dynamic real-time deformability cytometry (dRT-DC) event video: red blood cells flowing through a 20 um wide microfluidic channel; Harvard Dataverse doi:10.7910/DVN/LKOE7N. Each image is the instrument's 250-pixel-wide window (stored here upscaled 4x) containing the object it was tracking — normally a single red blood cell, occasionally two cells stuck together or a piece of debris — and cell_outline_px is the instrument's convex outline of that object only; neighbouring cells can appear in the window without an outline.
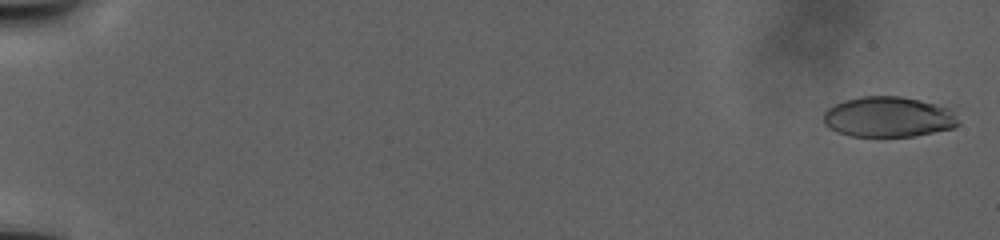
{"species": "human", "species_latin": "Homo sapiens", "temperature_condition": "warm", "stored_images_in_passage": 128, "camera_frame_rate_fps": 3000, "um_per_image_px": 0.085, "donor": {"sex": "male"}, "frame": {"image": 1, "passage_image": 2, "time_ms": 0.667, "image_size_px": [1000, 240], "cell_outline_px": [[960, 124], [952, 128], [912, 136], [884, 140], [876, 140], [848, 136], [836, 132], [828, 128], [824, 124], [824, 112], [828, 108], [844, 100], [860, 96], [900, 96], [920, 100], [952, 108]], "centroid_in_image_um": [75.48, 9.99], "position_along_channel_um": 9.5, "area_um2": 32.95}}
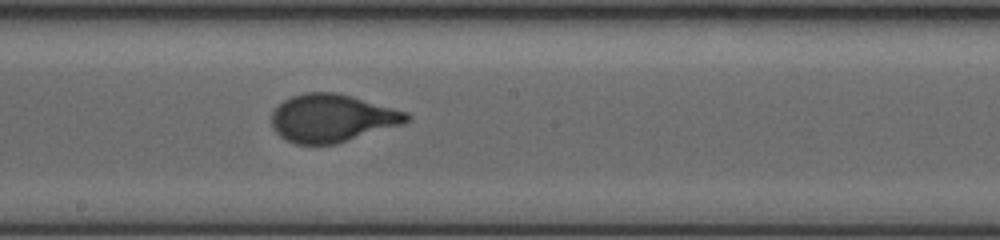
{"frame": {"image": 2, "passage_image": 76, "time_ms": 26.333, "image_size_px": [1000, 240], "cell_outline_px": [[412, 116], [404, 124], [336, 144], [296, 144], [280, 136], [272, 128], [272, 112], [284, 100], [292, 96], [304, 92], [336, 92], [352, 96], [408, 112]], "centroid_in_image_um": [28.24, 10.04], "position_along_channel_um": 220.0, "area_um2": 37.69}}
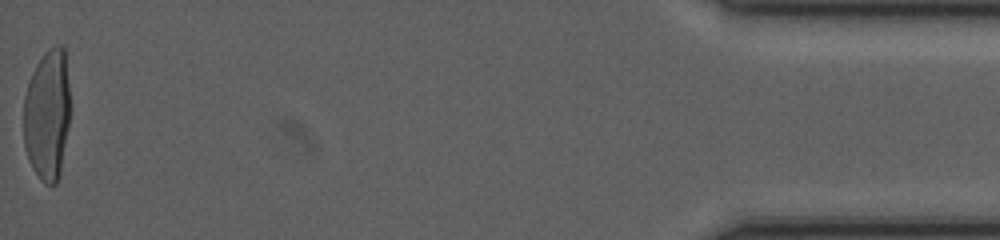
{"frame": {"image": 3, "passage_image": 128, "time_ms": 44.333, "image_size_px": [1000, 240], "cell_outline_px": [[68, 124], [60, 172], [56, 184], [44, 184], [40, 180], [32, 168], [28, 160], [24, 148], [24, 96], [28, 80], [36, 64], [44, 52], [48, 48], [60, 44], [64, 48], [68, 84]], "centroid_in_image_um": [3.98, 9.76], "position_along_channel_um": 431.2, "area_um2": 35.43}}